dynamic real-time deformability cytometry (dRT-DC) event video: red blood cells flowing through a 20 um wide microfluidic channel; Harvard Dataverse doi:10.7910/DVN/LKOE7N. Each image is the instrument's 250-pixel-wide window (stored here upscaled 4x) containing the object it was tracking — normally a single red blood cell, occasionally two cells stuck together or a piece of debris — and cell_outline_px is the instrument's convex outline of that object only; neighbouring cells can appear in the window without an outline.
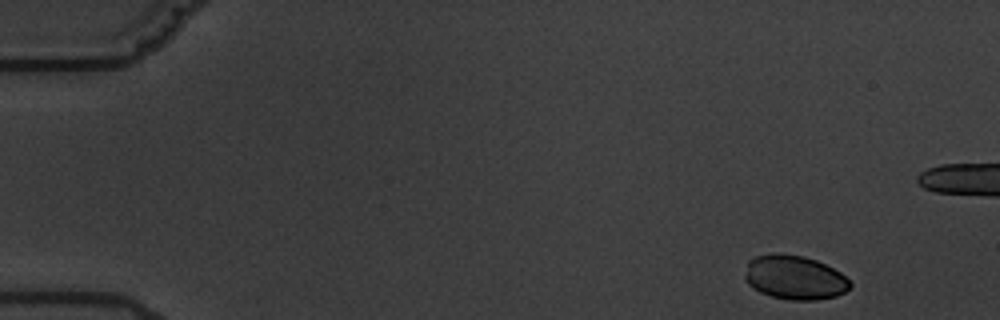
{"species": "common noctule bat (a hibernating species)", "species_latin": "Nyctalus noctula", "temperature_condition": "warm", "stored_images_in_passage": 8, "segment_of_instrument_passage": [1, 2], "camera_frame_rate_fps": 3000, "um_per_image_px": 0.085, "animal": {"sex": "male", "body_mass_g": 19.5, "forearm_length_mm": 54.6}, "frame": {"image": 1, "passage_image": 1, "time_ms": 0.0, "image_size_px": [1000, 320], "cell_outline_px": [[852, 284], [844, 292], [836, 296], [816, 300], [788, 300], [772, 296], [760, 292], [752, 288], [748, 284], [744, 276], [748, 260], [756, 256], [776, 252], [804, 256], [816, 260], [840, 272]], "centroid_in_image_um": [67.5, 23.58], "position_along_channel_um": 17.5, "area_um2": 27.11}}
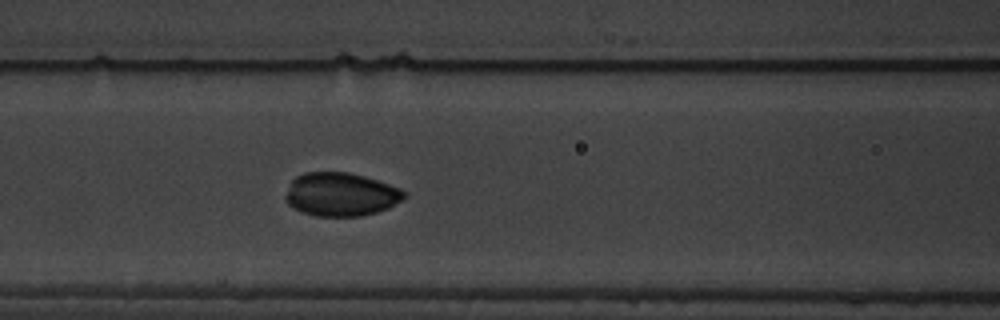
{"frame": {"image": 2, "passage_image": 7, "time_ms": 7.0, "image_size_px": [1000, 320], "cell_outline_px": [[408, 196], [388, 208], [376, 212], [360, 216], [316, 216], [304, 212], [288, 204], [284, 200], [284, 196], [292, 180], [296, 176], [304, 172], [348, 172], [364, 176], [400, 188]], "centroid_in_image_um": [28.96, 16.52], "position_along_channel_um": 137.6, "area_um2": 29.94}}